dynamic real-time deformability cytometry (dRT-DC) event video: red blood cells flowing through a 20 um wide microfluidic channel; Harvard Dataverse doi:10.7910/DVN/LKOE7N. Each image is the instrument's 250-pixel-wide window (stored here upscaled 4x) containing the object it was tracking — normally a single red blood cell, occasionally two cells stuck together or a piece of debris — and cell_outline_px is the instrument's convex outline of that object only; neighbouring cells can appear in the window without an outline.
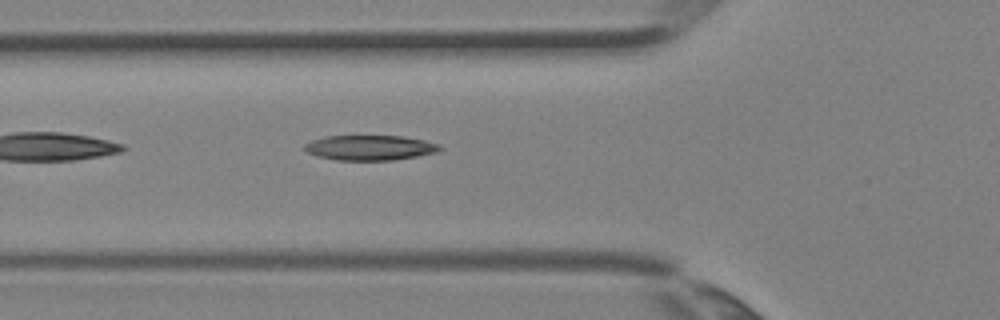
{"species": "Egyptian fruit bat (a non-hibernating species)", "species_latin": "Rousettus aegyptiacus", "temperature_condition": "room temperature", "stored_images_in_passage": 3, "camera_frame_rate_fps": 3000, "um_per_image_px": 0.085, "animal": {"sex": "female"}, "frame": {"image": 1, "passage_image": 3, "time_ms": 0.667, "image_size_px": [1000, 320], "cell_outline_px": [[444, 148], [436, 152], [416, 156], [392, 160], [336, 160], [316, 156], [308, 152], [304, 148], [304, 144], [312, 140], [324, 136], [404, 136], [424, 140], [440, 144]], "centroid_in_image_um": [31.45, 12.55], "position_along_channel_um": 94.4, "area_um2": 19.77}}